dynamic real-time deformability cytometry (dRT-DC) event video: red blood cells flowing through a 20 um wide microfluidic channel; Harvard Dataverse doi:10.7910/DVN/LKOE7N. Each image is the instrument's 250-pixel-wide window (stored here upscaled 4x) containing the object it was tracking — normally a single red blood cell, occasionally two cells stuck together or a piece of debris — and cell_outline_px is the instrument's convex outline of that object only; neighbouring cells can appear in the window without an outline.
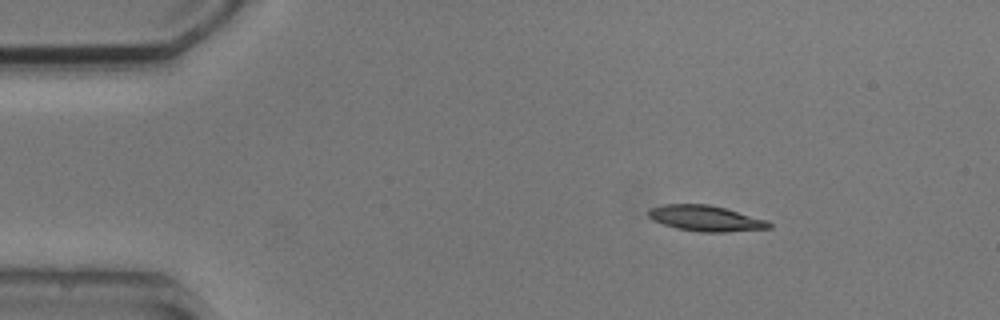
{"species": "common noctule bat (a hibernating species)", "species_latin": "Nyctalus noctula", "temperature_condition": "cold", "stored_images_in_passage": 4, "segment_of_instrument_passage": [1, 2], "camera_frame_rate_fps": 3000, "um_per_image_px": 0.085, "animal": {"sex": "male", "body_mass_g": 20.5, "forearm_length_mm": 52.5}, "frame": {"image": 1, "passage_image": 1, "time_ms": 0.0, "image_size_px": [1000, 320], "cell_outline_px": [[772, 228], [728, 232], [700, 232], [676, 228], [652, 220], [648, 216], [648, 208], [664, 204], [708, 204], [724, 208], [768, 220], [772, 224]], "centroid_in_image_um": [59.98, 18.56], "position_along_channel_um": 25.0, "area_um2": 18.15}}